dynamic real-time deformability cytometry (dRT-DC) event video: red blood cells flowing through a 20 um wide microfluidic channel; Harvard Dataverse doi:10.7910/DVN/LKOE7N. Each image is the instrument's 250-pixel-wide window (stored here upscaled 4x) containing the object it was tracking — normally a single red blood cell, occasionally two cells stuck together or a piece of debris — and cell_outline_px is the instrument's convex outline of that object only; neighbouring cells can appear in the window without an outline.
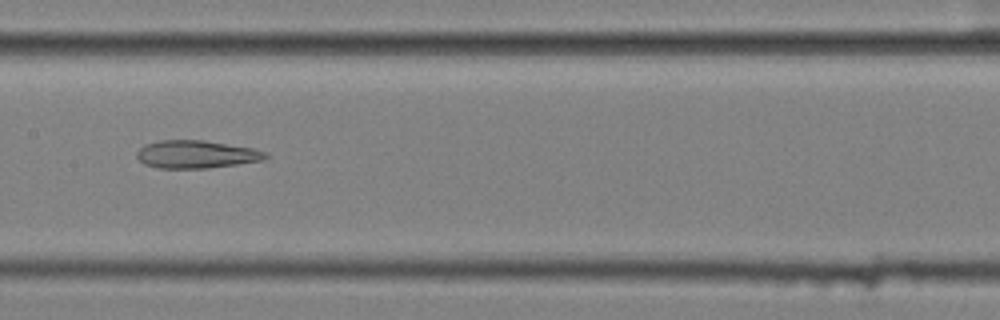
{"species": "common noctule bat (a hibernating species)", "species_latin": "Nyctalus noctula", "temperature_condition": "cold", "stored_images_in_passage": 9, "camera_frame_rate_fps": 3000, "um_per_image_px": 0.085, "animal": {"sex": "female", "body_mass_g": 25.1}, "frame": {"image": 1, "passage_image": 8, "time_ms": 2.333, "image_size_px": [1000, 320], "cell_outline_px": [[268, 156], [264, 160], [208, 168], [156, 168], [144, 164], [136, 156], [136, 152], [144, 144], [160, 140], [204, 140], [252, 148], [268, 152]], "centroid_in_image_um": [16.67, 13.11], "position_along_channel_um": 190.7, "area_um2": 20.92}}
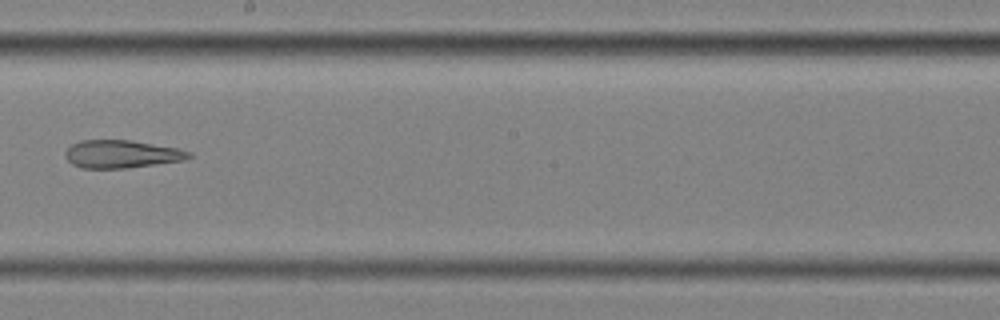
{"frame": {"image": 2, "passage_image": 9, "time_ms": 2.667, "image_size_px": [1000, 320], "cell_outline_px": [[192, 156], [184, 160], [128, 168], [80, 168], [72, 164], [64, 156], [64, 152], [72, 144], [80, 140], [132, 140], [180, 148], [192, 152]], "centroid_in_image_um": [10.35, 13.09], "position_along_channel_um": 237.9, "area_um2": 20.29}}